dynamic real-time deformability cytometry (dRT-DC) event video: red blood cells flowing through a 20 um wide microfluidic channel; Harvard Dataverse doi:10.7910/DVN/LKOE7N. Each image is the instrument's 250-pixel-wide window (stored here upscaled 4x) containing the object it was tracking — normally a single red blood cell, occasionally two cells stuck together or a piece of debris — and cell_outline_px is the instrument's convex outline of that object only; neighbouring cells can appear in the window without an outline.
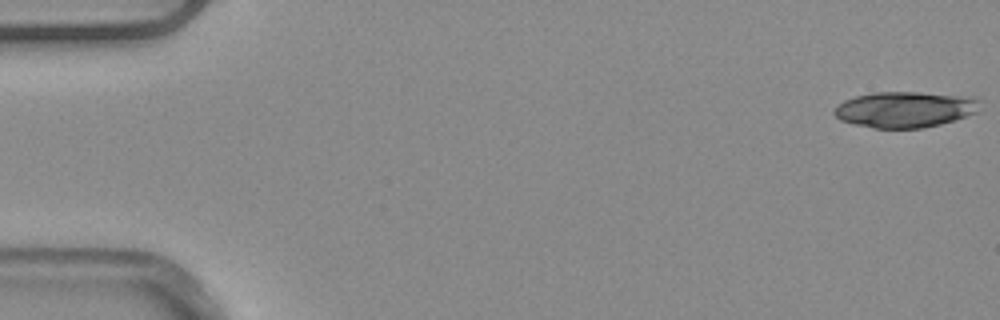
{"species": "common noctule bat (a hibernating species)", "species_latin": "Nyctalus noctula", "temperature_condition": "warm", "stored_images_in_passage": 25, "camera_frame_rate_fps": 3000, "um_per_image_px": 0.085, "animal": {"sex": "male", "body_mass_g": 20.4}, "frame": {"image": 1, "passage_image": 1, "time_ms": 0.0, "image_size_px": [1000, 320], "cell_outline_px": [[980, 100], [976, 112], [940, 124], [924, 128], [872, 128], [852, 124], [840, 120], [832, 112], [836, 104], [844, 100], [856, 96], [872, 92], [920, 92], [960, 96]], "centroid_in_image_um": [76.81, 9.31], "position_along_channel_um": 8.2, "area_um2": 30.29}}